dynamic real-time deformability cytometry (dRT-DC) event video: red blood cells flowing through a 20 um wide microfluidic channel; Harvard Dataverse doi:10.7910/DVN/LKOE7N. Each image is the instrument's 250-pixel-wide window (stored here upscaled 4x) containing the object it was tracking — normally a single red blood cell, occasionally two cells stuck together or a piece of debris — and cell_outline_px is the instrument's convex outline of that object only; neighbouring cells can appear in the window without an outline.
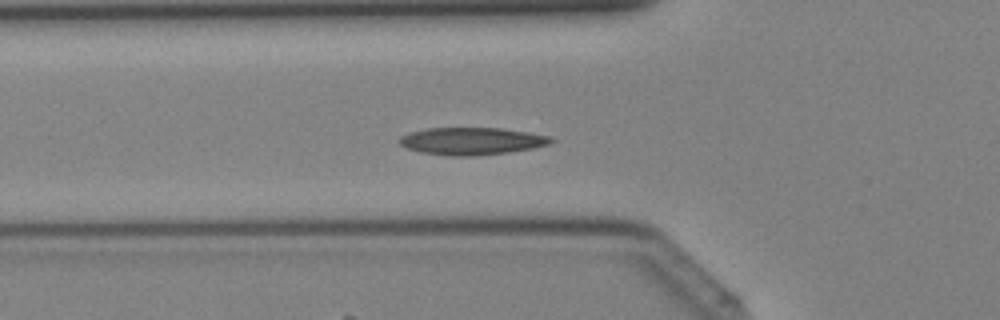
{"species": "Egyptian fruit bat (a non-hibernating species)", "species_latin": "Rousettus aegyptiacus", "temperature_condition": "cold", "stored_images_in_passage": 40, "camera_frame_rate_fps": 3000, "um_per_image_px": 0.085, "animal": {"sex": "female"}, "frame": {"image": 1, "passage_image": 14, "time_ms": 4.333, "image_size_px": [1000, 320], "cell_outline_px": [[556, 140], [548, 144], [532, 148], [508, 152], [476, 156], [452, 156], [420, 152], [408, 148], [400, 144], [396, 140], [400, 136], [408, 132], [428, 128], [500, 128], [528, 132], [548, 136]], "centroid_in_image_um": [40.05, 11.99], "position_along_channel_um": 85.8, "area_um2": 24.16}}
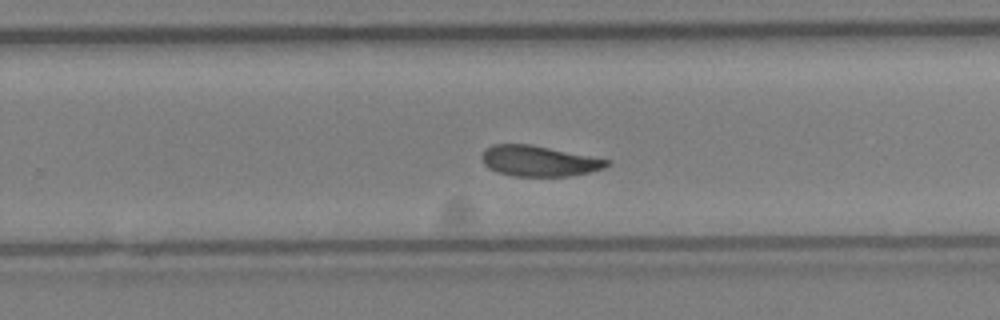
{"frame": {"image": 2, "passage_image": 26, "time_ms": 8.333, "image_size_px": [1000, 320], "cell_outline_px": [[612, 164], [604, 168], [588, 172], [568, 176], [512, 176], [488, 168], [484, 164], [480, 156], [484, 148], [492, 144], [528, 144], [612, 160]], "centroid_in_image_um": [45.79, 13.68], "position_along_channel_um": 284.0, "area_um2": 22.31}}
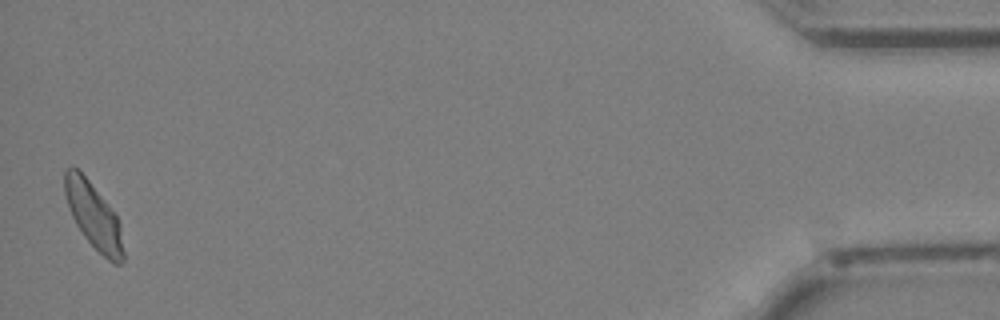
{"frame": {"image": 3, "passage_image": 40, "time_ms": 13.0, "image_size_px": [1000, 320], "cell_outline_px": [[124, 260], [120, 264], [112, 264], [84, 236], [76, 224], [72, 216], [64, 192], [64, 172], [72, 164], [88, 180], [104, 200], [116, 216], [120, 224], [124, 252]], "centroid_in_image_um": [7.96, 18.36], "position_along_channel_um": 427.2, "area_um2": 22.02}}